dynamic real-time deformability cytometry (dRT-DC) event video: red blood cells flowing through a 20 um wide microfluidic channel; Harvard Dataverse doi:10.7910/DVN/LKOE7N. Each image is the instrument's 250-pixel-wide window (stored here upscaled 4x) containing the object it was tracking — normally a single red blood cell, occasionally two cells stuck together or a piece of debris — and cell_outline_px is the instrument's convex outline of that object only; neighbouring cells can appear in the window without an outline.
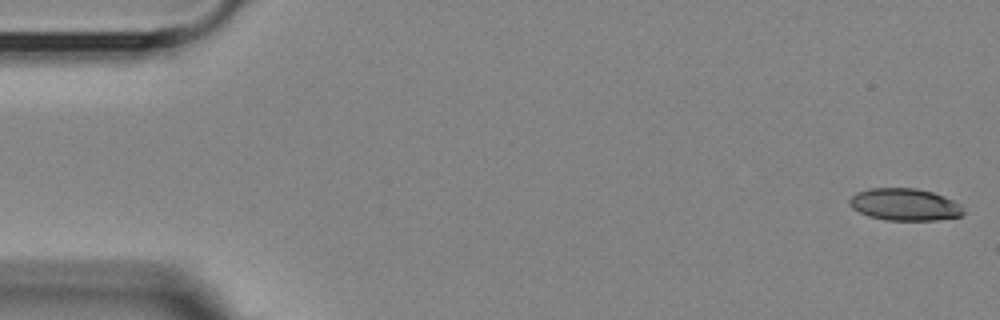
{"species": "Egyptian fruit bat (a non-hibernating species)", "species_latin": "Rousettus aegyptiacus", "temperature_condition": "room temperature", "stored_images_in_passage": 55, "camera_frame_rate_fps": 3000, "um_per_image_px": 0.085, "animal": {"sex": "female"}, "frame": {"image": 1, "passage_image": 1, "time_ms": 0.0, "image_size_px": [1000, 320], "cell_outline_px": [[964, 212], [960, 216], [936, 220], [888, 220], [868, 216], [852, 208], [848, 200], [856, 192], [868, 188], [916, 188], [932, 192], [944, 196], [960, 204]], "centroid_in_image_um": [76.88, 17.38], "position_along_channel_um": 8.1, "area_um2": 21.27}}
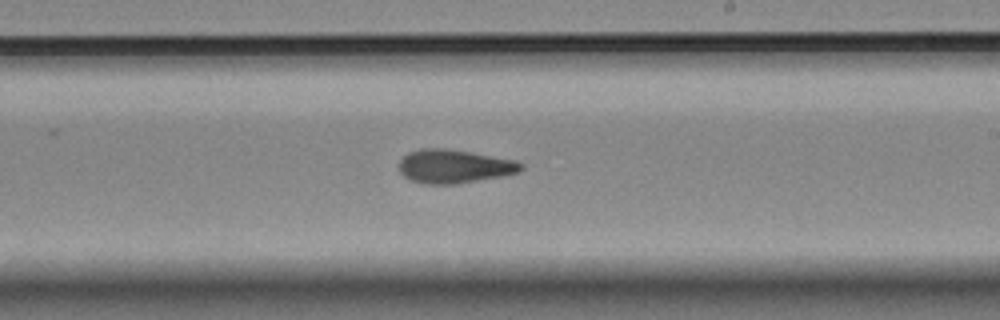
{"frame": {"image": 2, "passage_image": 32, "time_ms": 10.333, "image_size_px": [1000, 320], "cell_outline_px": [[524, 168], [516, 172], [500, 176], [456, 184], [424, 184], [408, 180], [400, 172], [400, 160], [408, 152], [420, 148], [444, 148], [516, 160], [524, 164]], "centroid_in_image_um": [38.56, 14.14], "position_along_channel_um": 250.4, "area_um2": 23.76}}
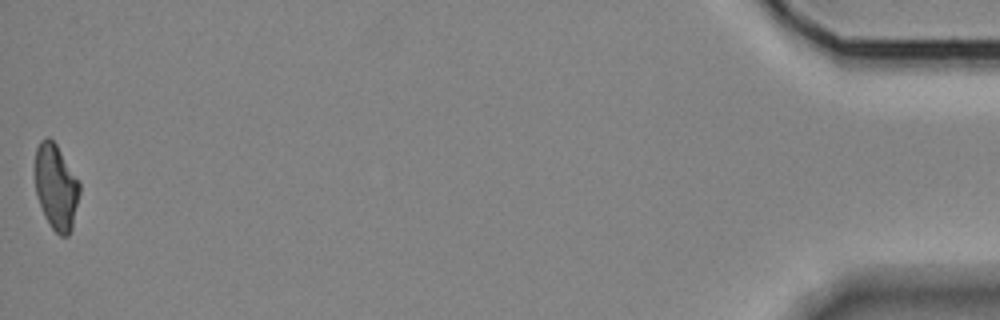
{"frame": {"image": 3, "passage_image": 55, "time_ms": 18.0, "image_size_px": [1000, 320], "cell_outline_px": [[80, 192], [72, 228], [68, 236], [60, 236], [48, 224], [44, 216], [36, 192], [36, 148], [40, 140], [48, 136], [56, 144], [80, 184]], "centroid_in_image_um": [4.77, 15.92], "position_along_channel_um": 430.4, "area_um2": 21.91}, "authors_computed_cell_mechanics": {"area_um2": 23.0044, "velocity_mm_per_s": 3.597, "shape_relaxation_time_tau1_ms": 8.9443, "shape_relaxation_time_tau2_ms": 4.0994, "deformation_change_tau1": 0.2064, "deformation_change_tau2": 0.1229}}